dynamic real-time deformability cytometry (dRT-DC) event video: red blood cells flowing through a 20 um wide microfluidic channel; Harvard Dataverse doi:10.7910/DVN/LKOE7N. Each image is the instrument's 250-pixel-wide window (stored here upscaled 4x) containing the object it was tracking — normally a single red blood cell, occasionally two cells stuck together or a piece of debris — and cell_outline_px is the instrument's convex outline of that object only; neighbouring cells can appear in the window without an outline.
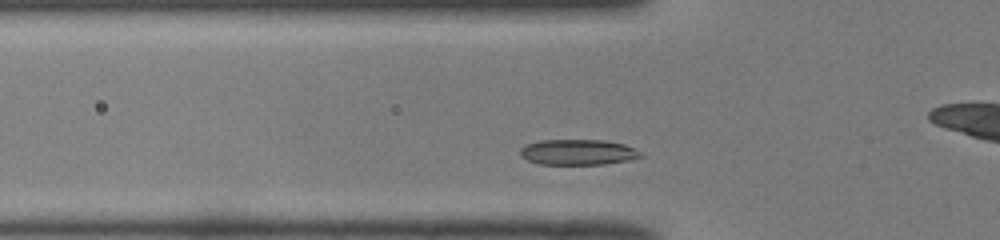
{"species": "common noctule bat (a hibernating species)", "species_latin": "Nyctalus noctula", "temperature_condition": "room temperature", "stored_images_in_passage": 33, "camera_frame_rate_fps": 3000, "um_per_image_px": 0.085, "animal": {"sex": "male", "body_mass_g": 19.0, "forearm_length_mm": 50.8}, "frame": {"image": 1, "passage_image": 7, "time_ms": 2.0, "image_size_px": [1000, 240], "cell_outline_px": [[644, 156], [628, 160], [604, 164], [540, 164], [528, 160], [520, 156], [520, 148], [524, 144], [540, 140], [604, 140], [624, 144], [644, 152]], "centroid_in_image_um": [49.13, 12.93], "position_along_channel_um": 76.7, "area_um2": 18.09}}
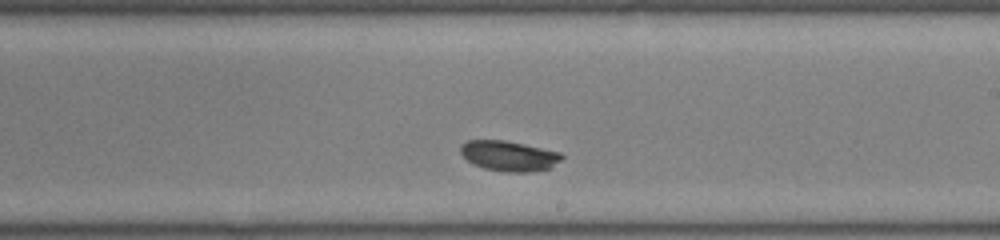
{"frame": {"image": 2, "passage_image": 21, "time_ms": 6.667, "image_size_px": [1000, 240], "cell_outline_px": [[564, 156], [552, 168], [532, 172], [504, 172], [484, 168], [472, 164], [460, 152], [460, 144], [468, 140], [504, 140], [524, 144], [560, 152]], "centroid_in_image_um": [43.26, 13.26], "position_along_channel_um": 245.7, "area_um2": 17.98}}
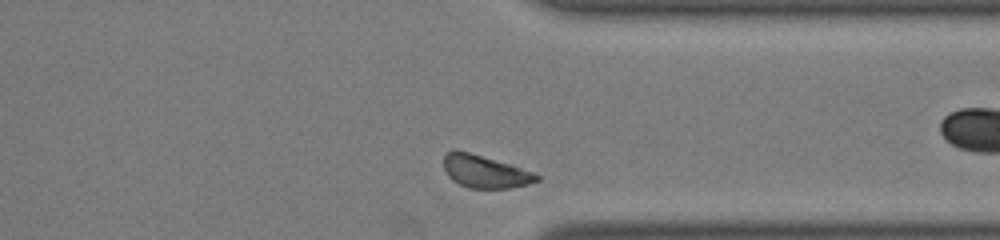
{"frame": {"image": 3, "passage_image": 31, "time_ms": 10.0, "image_size_px": [1000, 240], "cell_outline_px": [[540, 180], [528, 184], [508, 188], [468, 188], [452, 180], [448, 176], [444, 168], [444, 156], [452, 148], [456, 148], [508, 164], [532, 172], [540, 176]], "centroid_in_image_um": [41.18, 14.58], "position_along_channel_um": 370.2, "area_um2": 17.51}}